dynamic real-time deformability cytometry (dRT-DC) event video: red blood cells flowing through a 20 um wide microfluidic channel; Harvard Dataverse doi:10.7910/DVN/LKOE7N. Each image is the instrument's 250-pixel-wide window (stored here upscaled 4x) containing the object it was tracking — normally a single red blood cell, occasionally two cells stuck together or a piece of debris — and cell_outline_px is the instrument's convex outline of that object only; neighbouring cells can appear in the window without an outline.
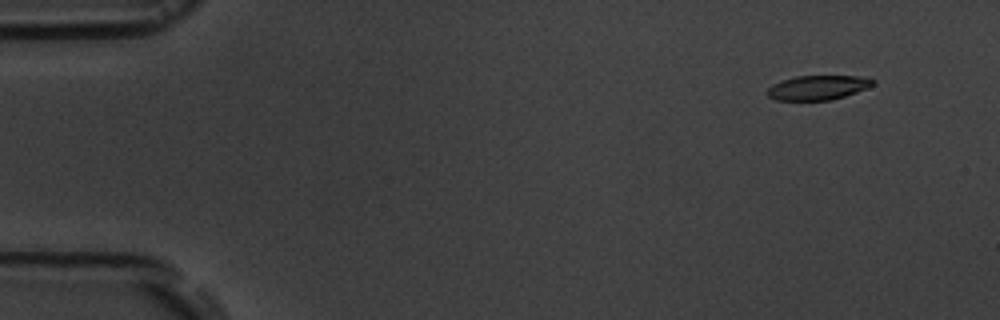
{"species": "common noctule bat (a hibernating species)", "species_latin": "Nyctalus noctula", "temperature_condition": "room temperature", "stored_images_in_passage": 8, "camera_frame_rate_fps": 3000, "um_per_image_px": 0.085, "animal": {"sex": "male", "body_mass_g": 19.5, "forearm_length_mm": 54.6}, "frame": {"image": 1, "passage_image": 2, "time_ms": 1.333, "image_size_px": [1000, 320], "cell_outline_px": [[876, 80], [868, 88], [832, 100], [776, 100], [768, 96], [764, 92], [772, 84], [796, 76], [868, 76]], "centroid_in_image_um": [69.52, 7.44], "position_along_channel_um": 15.5, "area_um2": 15.14}}
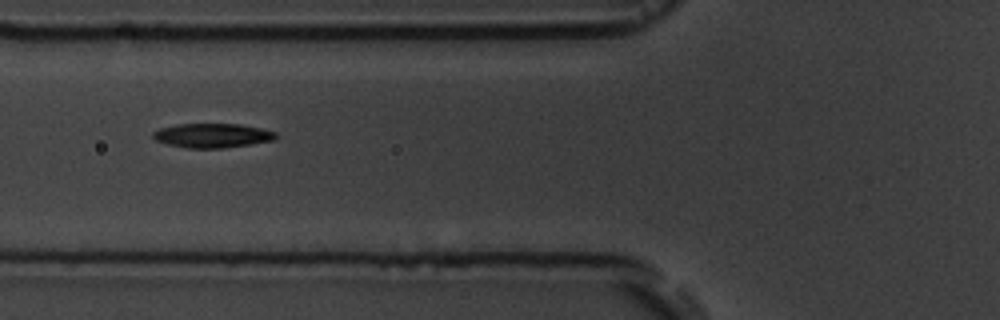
{"frame": {"image": 2, "passage_image": 6, "time_ms": 7.0, "image_size_px": [1000, 320], "cell_outline_px": [[276, 140], [224, 148], [188, 148], [168, 144], [156, 140], [152, 136], [152, 132], [160, 128], [176, 124], [240, 124], [260, 128], [276, 132]], "centroid_in_image_um": [18.05, 11.52], "position_along_channel_um": 107.8, "area_um2": 17.34}}
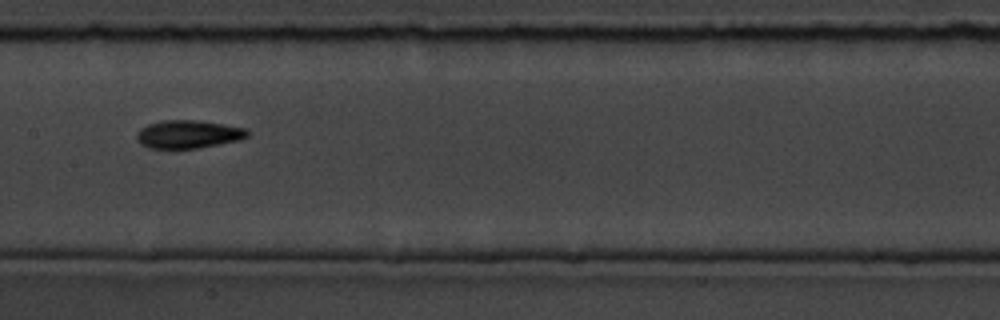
{"frame": {"image": 3, "passage_image": 8, "time_ms": 9.333, "image_size_px": [1000, 320], "cell_outline_px": [[248, 136], [240, 140], [196, 148], [148, 148], [140, 144], [136, 140], [136, 132], [140, 128], [148, 124], [160, 120], [196, 120], [224, 124], [248, 128]], "centroid_in_image_um": [15.97, 11.4], "position_along_channel_um": 191.4, "area_um2": 18.26}}